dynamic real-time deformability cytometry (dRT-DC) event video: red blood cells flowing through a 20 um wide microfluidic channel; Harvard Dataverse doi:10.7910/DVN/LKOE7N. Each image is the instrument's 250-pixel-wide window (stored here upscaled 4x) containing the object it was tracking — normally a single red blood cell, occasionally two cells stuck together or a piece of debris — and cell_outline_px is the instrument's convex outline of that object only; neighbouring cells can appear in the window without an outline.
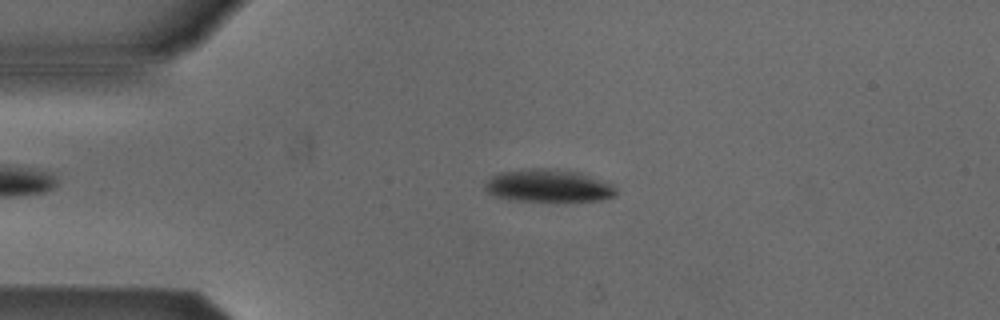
{"species": "Egyptian fruit bat (a non-hibernating species)", "species_latin": "Rousettus aegyptiacus", "temperature_condition": "cold", "stored_images_in_passage": 7, "camera_frame_rate_fps": 3000, "um_per_image_px": 0.085, "animal": {"sex": "male"}, "frame": {"image": 1, "passage_image": 2, "time_ms": 1.0, "image_size_px": [1000, 320], "cell_outline_px": [[616, 196], [600, 200], [508, 200], [492, 196], [484, 188], [484, 184], [492, 176], [500, 172], [536, 168], [548, 168], [580, 172], [612, 184], [616, 188]], "centroid_in_image_um": [46.59, 15.78], "position_along_channel_um": 38.4, "area_um2": 24.74}}
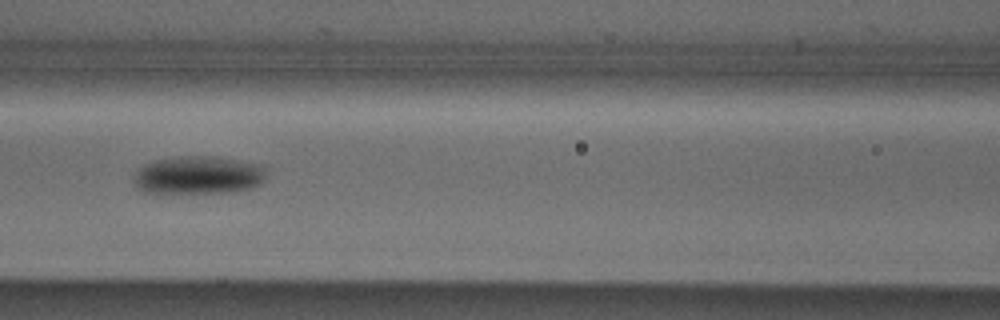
{"frame": {"image": 2, "passage_image": 5, "time_ms": 4.667, "image_size_px": [1000, 320], "cell_outline_px": [[264, 180], [260, 184], [252, 188], [228, 192], [144, 192], [132, 180], [132, 176], [144, 164], [156, 160], [184, 156], [212, 156], [256, 164], [264, 168]], "centroid_in_image_um": [16.83, 14.89], "position_along_channel_um": 149.8, "area_um2": 28.84}}
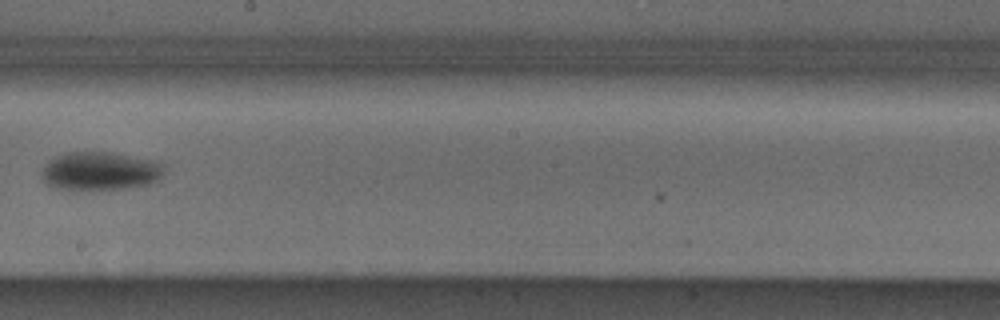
{"frame": {"image": 3, "passage_image": 7, "time_ms": 7.0, "image_size_px": [1000, 320], "cell_outline_px": [[164, 172], [160, 180], [152, 184], [124, 188], [76, 192], [56, 188], [48, 184], [44, 180], [40, 172], [44, 164], [56, 156], [64, 152], [104, 152], [164, 160]], "centroid_in_image_um": [8.55, 14.56], "position_along_channel_um": 239.6, "area_um2": 28.5}}